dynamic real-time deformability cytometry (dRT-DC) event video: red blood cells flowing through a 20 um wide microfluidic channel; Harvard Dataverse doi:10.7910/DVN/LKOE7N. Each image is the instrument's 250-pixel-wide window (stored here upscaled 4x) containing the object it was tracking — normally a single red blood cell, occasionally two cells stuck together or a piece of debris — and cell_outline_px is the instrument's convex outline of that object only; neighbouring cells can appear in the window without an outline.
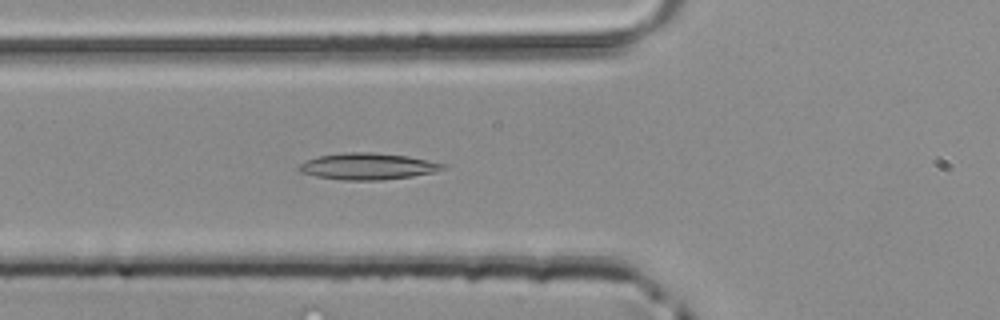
{"species": "common noctule bat (a hibernating species)", "species_latin": "Nyctalus noctula", "temperature_condition": "room temperature", "stored_images_in_passage": 35, "camera_frame_rate_fps": 3000, "um_per_image_px": 0.085, "animal": {"sex": "male", "body_mass_g": 20.4}, "frame": {"image": 1, "passage_image": 5, "time_ms": 1.333, "image_size_px": [1000, 320], "cell_outline_px": [[448, 168], [432, 172], [412, 176], [380, 180], [340, 180], [316, 176], [300, 172], [296, 168], [304, 160], [316, 156], [344, 152], [376, 152], [408, 156], [428, 160], [444, 164]], "centroid_in_image_um": [31.21, 14.13], "position_along_channel_um": 94.6, "area_um2": 22.43}}
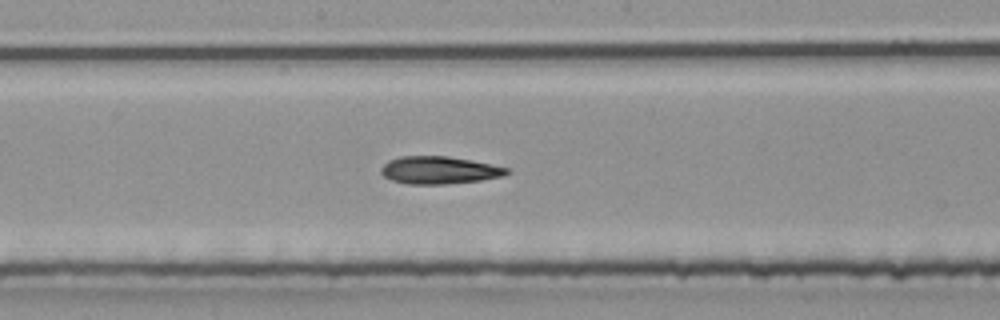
{"frame": {"image": 2, "passage_image": 13, "time_ms": 4.0, "image_size_px": [1000, 320], "cell_outline_px": [[512, 172], [504, 176], [480, 180], [444, 184], [408, 184], [392, 180], [384, 176], [380, 172], [380, 168], [388, 160], [400, 156], [448, 156], [472, 160], [508, 168]], "centroid_in_image_um": [37.33, 14.46], "position_along_channel_um": 210.9, "area_um2": 20.23}}
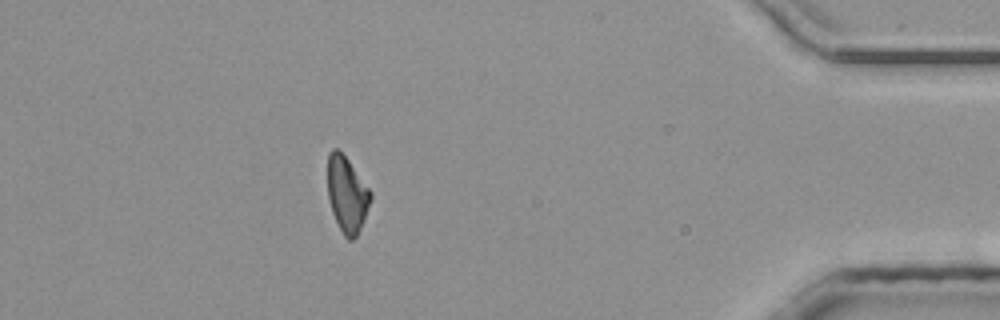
{"frame": {"image": 3, "passage_image": 30, "time_ms": 9.667, "image_size_px": [1000, 320], "cell_outline_px": [[372, 196], [360, 228], [356, 236], [352, 240], [348, 240], [344, 236], [332, 212], [328, 200], [328, 152], [332, 148], [336, 148], [348, 160], [372, 192]], "centroid_in_image_um": [29.48, 16.51], "position_along_channel_um": 405.7, "area_um2": 18.67}}